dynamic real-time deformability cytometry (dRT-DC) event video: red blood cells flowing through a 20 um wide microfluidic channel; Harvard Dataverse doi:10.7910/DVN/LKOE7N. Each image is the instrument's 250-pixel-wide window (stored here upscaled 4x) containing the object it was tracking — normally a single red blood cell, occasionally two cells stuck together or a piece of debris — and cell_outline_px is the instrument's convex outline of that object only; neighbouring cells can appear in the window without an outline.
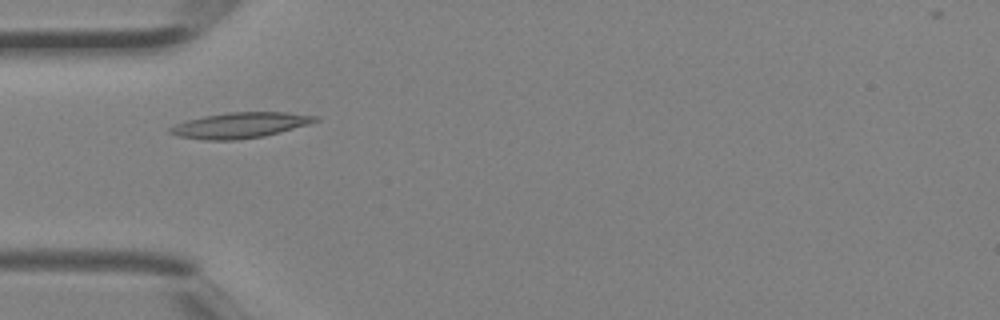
{"species": "Egyptian fruit bat (a non-hibernating species)", "species_latin": "Rousettus aegyptiacus", "temperature_condition": "room temperature", "stored_images_in_passage": 3, "camera_frame_rate_fps": 3000, "um_per_image_px": 0.085, "animal": {"sex": "female"}, "frame": {"image": 1, "passage_image": 3, "time_ms": 0.667, "image_size_px": [1000, 320], "cell_outline_px": [[320, 120], [308, 124], [264, 136], [236, 140], [204, 140], [176, 136], [168, 132], [168, 128], [176, 124], [188, 120], [204, 116], [228, 112], [288, 112], [320, 116]], "centroid_in_image_um": [20.41, 10.64], "position_along_channel_um": 64.6, "area_um2": 21.68}}